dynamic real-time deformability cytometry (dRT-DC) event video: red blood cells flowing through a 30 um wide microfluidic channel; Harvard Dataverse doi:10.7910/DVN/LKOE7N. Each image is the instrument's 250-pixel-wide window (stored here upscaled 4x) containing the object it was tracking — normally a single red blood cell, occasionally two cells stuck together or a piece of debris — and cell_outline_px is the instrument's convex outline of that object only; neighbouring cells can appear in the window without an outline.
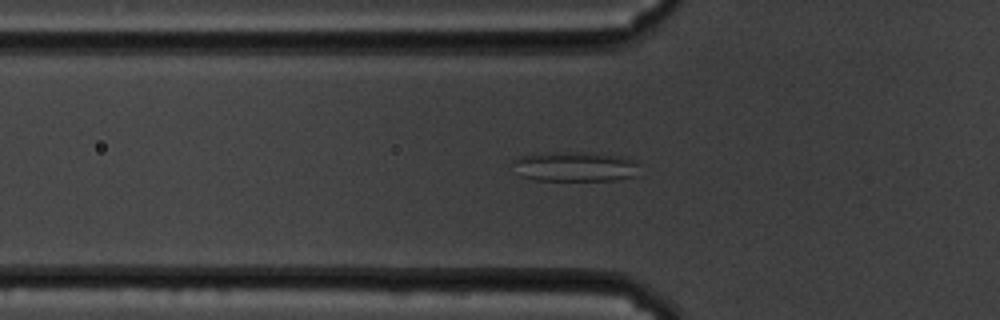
{"species": "common noctule bat (a hibernating species)", "species_latin": "Nyctalus noctula", "temperature_condition": "cold", "stored_images_in_passage": 54, "camera_frame_rate_fps": 3000, "um_per_image_px": 0.085, "animal": {"sex": "male", "body_mass_g": 19.5, "forearm_length_mm": 54.6}, "frame": {"image": 1, "passage_image": 14, "time_ms": 4.333, "image_size_px": [1000, 320], "cell_outline_px": [[640, 176], [616, 180], [536, 180], [520, 176], [512, 160], [516, 156], [564, 152], [580, 152], [620, 156], [636, 160]], "centroid_in_image_um": [48.93, 14.17], "position_along_channel_um": 76.9, "area_um2": 22.02}}
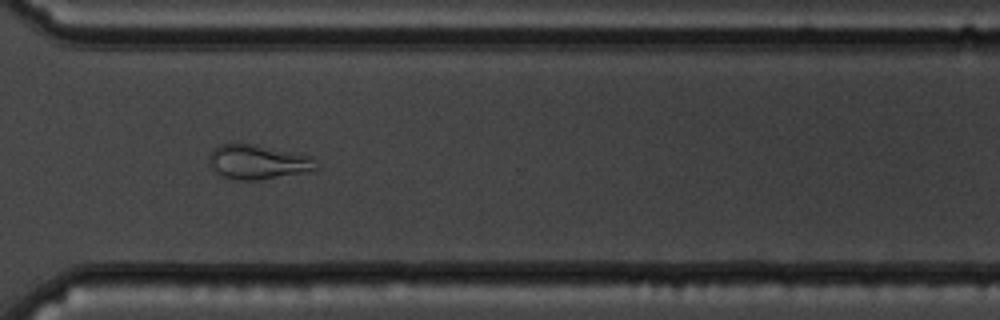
{"frame": {"image": 2, "passage_image": 38, "time_ms": 12.333, "image_size_px": [1000, 320], "cell_outline_px": [[320, 168], [316, 172], [260, 180], [236, 180], [224, 176], [216, 172], [208, 164], [208, 156], [212, 148], [220, 144], [240, 140], [316, 156]], "centroid_in_image_um": [22.01, 13.73], "position_along_channel_um": 348.6, "area_um2": 23.24}}
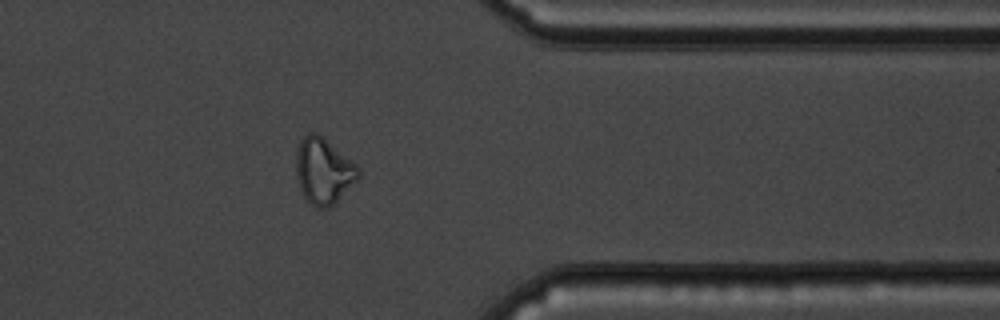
{"frame": {"image": 3, "passage_image": 42, "time_ms": 13.667, "image_size_px": [1000, 320], "cell_outline_px": [[360, 176], [328, 208], [316, 208], [304, 196], [300, 188], [296, 176], [296, 152], [300, 140], [308, 132], [316, 132], [324, 136], [356, 164], [360, 168]], "centroid_in_image_um": [27.48, 14.48], "position_along_channel_um": 383.9, "area_um2": 23.81}, "authors_computed_cell_mechanics": {"area_um2": 23.409, "velocity_mm_per_s": 3.3917, "shape_relaxation_time_tau1_ms": null, "shape_relaxation_time_tau2_ms": 2.9626, "deformation_change_tau1": null, "deformation_change_tau2": 0.12}}